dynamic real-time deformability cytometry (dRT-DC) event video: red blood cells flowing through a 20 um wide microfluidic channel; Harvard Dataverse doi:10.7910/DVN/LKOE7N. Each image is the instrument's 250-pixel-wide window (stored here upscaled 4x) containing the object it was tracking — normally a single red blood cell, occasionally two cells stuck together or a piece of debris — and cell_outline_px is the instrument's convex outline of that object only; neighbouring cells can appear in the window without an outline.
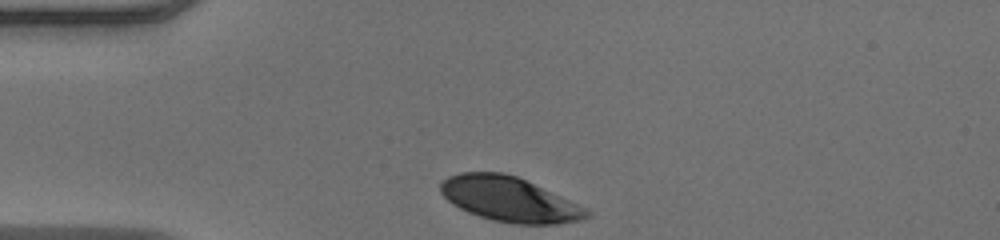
{"species": "human", "species_latin": "Homo sapiens", "temperature_condition": "warm", "stored_images_in_passage": 30, "camera_frame_rate_fps": 3000, "um_per_image_px": 0.085, "donor": {"sex": "male"}, "frame": {"image": 1, "passage_image": 1, "time_ms": 0.0, "image_size_px": [1000, 240], "cell_outline_px": [[592, 216], [580, 220], [556, 224], [512, 224], [492, 220], [468, 212], [452, 204], [440, 192], [440, 184], [448, 176], [460, 172], [504, 172], [516, 176], [588, 208], [592, 212]], "centroid_in_image_um": [43.31, 16.94], "position_along_channel_um": 41.7, "area_um2": 38.15}}
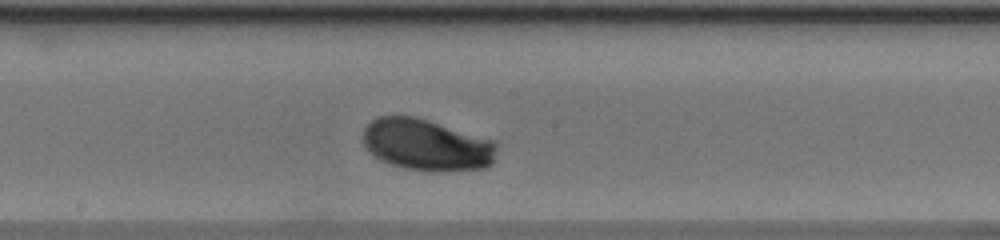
{"frame": {"image": 2, "passage_image": 16, "time_ms": 5.0, "image_size_px": [1000, 240], "cell_outline_px": [[496, 148], [492, 164], [484, 168], [444, 172], [432, 172], [404, 168], [388, 164], [380, 160], [364, 144], [364, 128], [376, 116], [416, 116], [496, 140]], "centroid_in_image_um": [36.3, 12.32], "position_along_channel_um": 211.9, "area_um2": 40.58}}
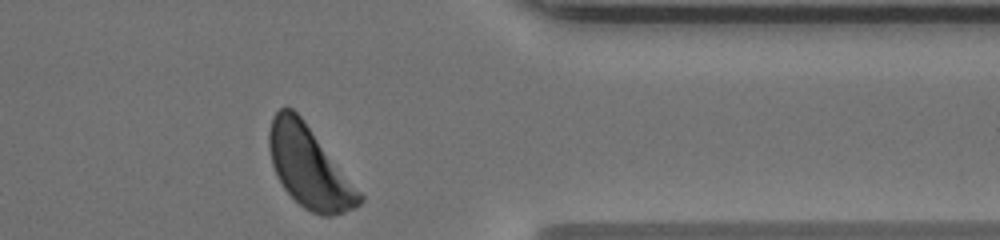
{"frame": {"image": 3, "passage_image": 30, "time_ms": 9.667, "image_size_px": [1000, 240], "cell_outline_px": [[364, 200], [356, 208], [332, 216], [320, 216], [304, 208], [284, 188], [276, 176], [272, 164], [268, 148], [268, 132], [272, 116], [280, 108], [292, 108], [304, 120], [364, 196]], "centroid_in_image_um": [26.27, 14.21], "position_along_channel_um": 385.1, "area_um2": 42.54}, "authors_computed_cell_mechanics": {"area_um2": 39.9687, "velocity_mm_per_s": 3.9838, "shape_relaxation_time_tau1_ms": 1.7481, "shape_relaxation_time_tau2_ms": 10.4763, "deformation_change_tau1": 0.1208, "deformation_change_tau2": 0.2829}}